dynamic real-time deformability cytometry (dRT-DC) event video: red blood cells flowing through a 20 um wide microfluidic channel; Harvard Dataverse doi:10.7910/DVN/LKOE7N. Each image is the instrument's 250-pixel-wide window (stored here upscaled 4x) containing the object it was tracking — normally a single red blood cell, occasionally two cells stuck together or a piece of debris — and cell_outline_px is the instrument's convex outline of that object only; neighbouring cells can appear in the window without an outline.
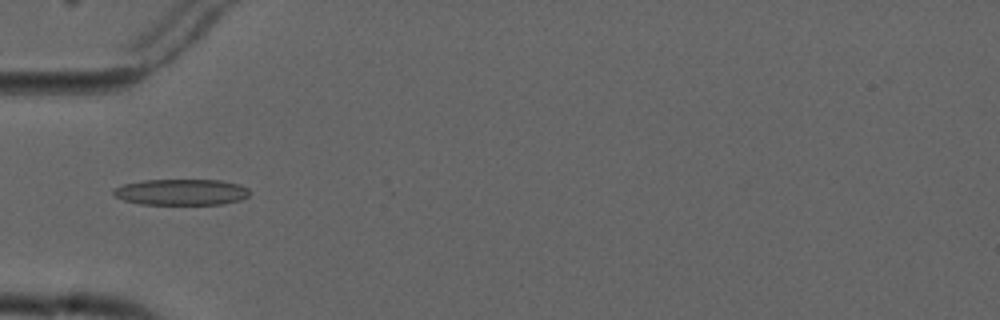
{"species": "common noctule bat (a hibernating species)", "species_latin": "Nyctalus noctula", "temperature_condition": "cold", "stored_images_in_passage": 6, "camera_frame_rate_fps": 3000, "um_per_image_px": 0.085, "animal": {"sex": "male", "forearm_length_mm": 52.5}, "frame": {"image": 1, "passage_image": 6, "time_ms": 5.667, "image_size_px": [1000, 320], "cell_outline_px": [[248, 196], [240, 200], [224, 204], [140, 204], [124, 200], [116, 196], [112, 192], [116, 188], [124, 184], [144, 180], [220, 180], [240, 184], [248, 188]], "centroid_in_image_um": [15.44, 16.33], "position_along_channel_um": 69.6, "area_um2": 20.58}}